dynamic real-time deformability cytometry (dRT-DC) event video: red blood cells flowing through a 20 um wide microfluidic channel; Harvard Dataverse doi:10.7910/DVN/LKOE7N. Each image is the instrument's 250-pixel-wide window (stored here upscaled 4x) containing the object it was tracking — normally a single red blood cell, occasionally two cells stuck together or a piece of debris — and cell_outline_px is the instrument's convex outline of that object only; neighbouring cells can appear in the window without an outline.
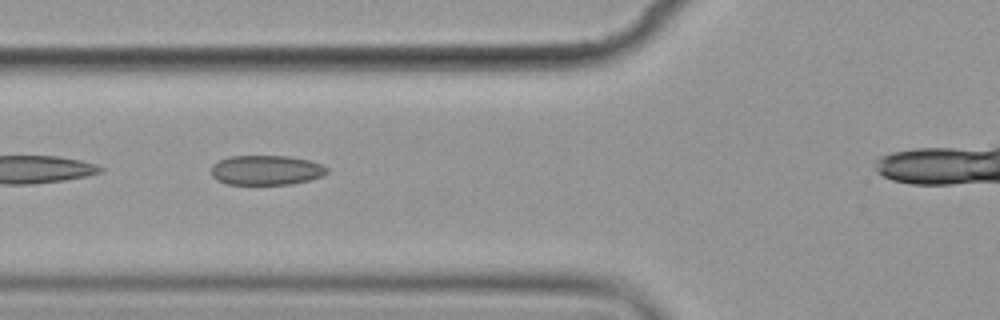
{"species": "common noctule bat (a hibernating species)", "species_latin": "Nyctalus noctula", "temperature_condition": "cold", "stored_images_in_passage": 5, "camera_frame_rate_fps": 3000, "um_per_image_px": 0.085, "animal": {"sex": "female", "body_mass_g": 19.9}, "frame": {"image": 1, "passage_image": 3, "time_ms": 2.667, "image_size_px": [1000, 320], "cell_outline_px": [[328, 172], [320, 176], [308, 180], [292, 184], [228, 184], [216, 180], [212, 176], [212, 164], [228, 156], [288, 156], [308, 160], [320, 164], [328, 168]], "centroid_in_image_um": [22.6, 14.46], "position_along_channel_um": 103.2, "area_um2": 19.94}}